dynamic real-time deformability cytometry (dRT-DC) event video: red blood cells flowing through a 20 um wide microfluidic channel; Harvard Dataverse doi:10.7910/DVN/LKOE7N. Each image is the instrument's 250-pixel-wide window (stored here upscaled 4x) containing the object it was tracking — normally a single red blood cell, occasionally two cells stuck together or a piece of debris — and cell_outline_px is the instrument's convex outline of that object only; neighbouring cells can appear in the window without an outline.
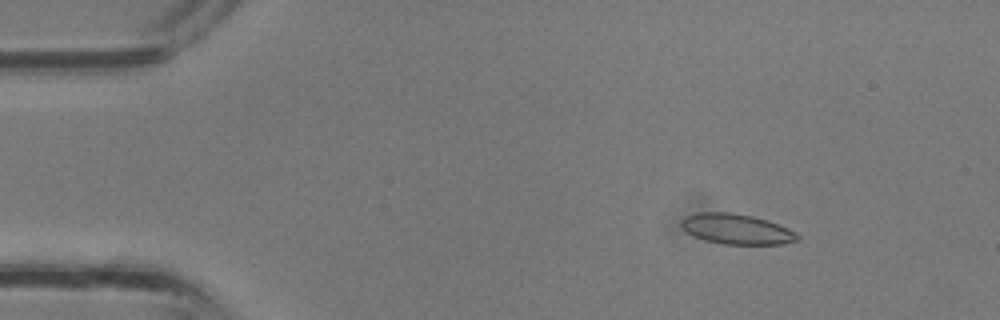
{"species": "common noctule bat (a hibernating species)", "species_latin": "Nyctalus noctula", "temperature_condition": "room temperature", "stored_images_in_passage": 35, "camera_frame_rate_fps": 3000, "um_per_image_px": 0.085, "animal": {"sex": "male", "body_mass_g": 13.3}, "frame": {"image": 1, "passage_image": 4, "time_ms": 1.0, "image_size_px": [1000, 320], "cell_outline_px": [[800, 240], [784, 244], [724, 244], [704, 240], [688, 232], [680, 224], [680, 220], [684, 216], [700, 212], [728, 212], [752, 216], [768, 220], [796, 232], [800, 236]], "centroid_in_image_um": [62.63, 19.47], "position_along_channel_um": 22.4, "area_um2": 20.46}}
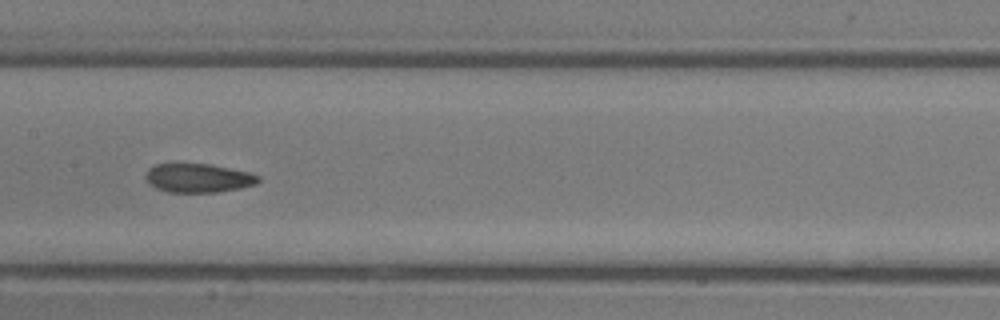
{"frame": {"image": 2, "passage_image": 17, "time_ms": 5.333, "image_size_px": [1000, 320], "cell_outline_px": [[260, 180], [256, 184], [240, 188], [216, 192], [168, 192], [156, 188], [148, 184], [144, 176], [148, 168], [156, 164], [176, 160], [208, 164], [248, 172], [260, 176]], "centroid_in_image_um": [16.76, 15.09], "position_along_channel_um": 190.6, "area_um2": 19.65}}
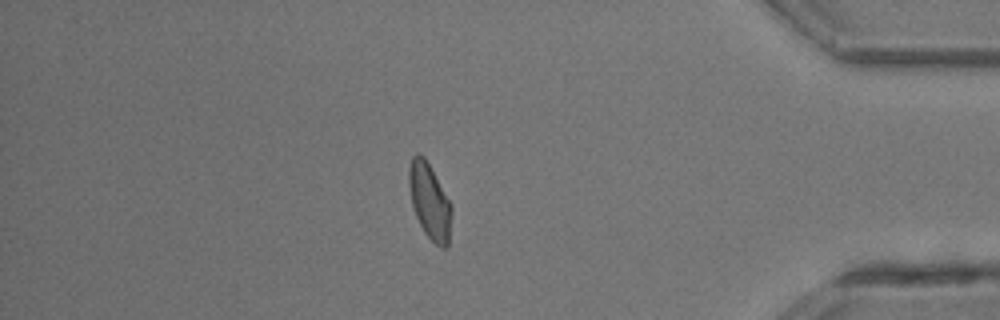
{"frame": {"image": 3, "passage_image": 30, "time_ms": 9.667, "image_size_px": [1000, 320], "cell_outline_px": [[452, 212], [448, 248], [440, 248], [424, 232], [416, 216], [412, 204], [408, 184], [408, 168], [412, 156], [416, 152], [420, 152], [424, 156], [452, 204]], "centroid_in_image_um": [36.52, 17.09], "position_along_channel_um": 398.7, "area_um2": 18.96}}